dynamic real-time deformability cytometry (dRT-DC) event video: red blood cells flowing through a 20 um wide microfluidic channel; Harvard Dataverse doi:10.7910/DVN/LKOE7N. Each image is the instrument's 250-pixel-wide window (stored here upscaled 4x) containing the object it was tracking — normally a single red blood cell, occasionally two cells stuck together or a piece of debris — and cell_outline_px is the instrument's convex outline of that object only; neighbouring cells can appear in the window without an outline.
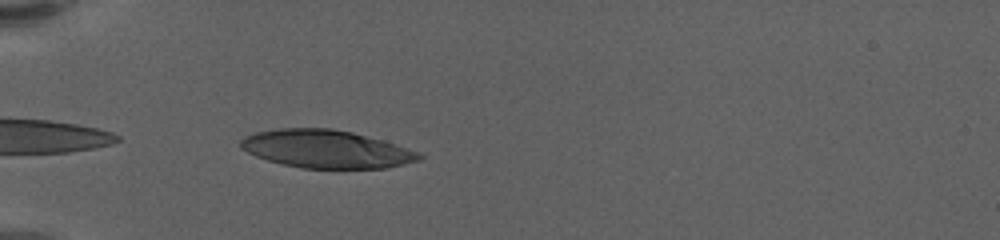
{"species": "human", "species_latin": "Homo sapiens", "temperature_condition": "warm", "stored_images_in_passage": 42, "camera_frame_rate_fps": 3000, "um_per_image_px": 0.085, "donor": {"sex": "female"}, "frame": {"image": 1, "passage_image": 2, "time_ms": 0.333, "image_size_px": [1000, 240], "cell_outline_px": [[424, 156], [420, 160], [404, 164], [384, 168], [300, 168], [268, 160], [256, 156], [240, 148], [240, 140], [244, 136], [256, 132], [280, 128], [332, 128], [352, 132], [380, 140], [416, 152]], "centroid_in_image_um": [27.66, 12.66], "position_along_channel_um": 57.3, "area_um2": 39.02}}
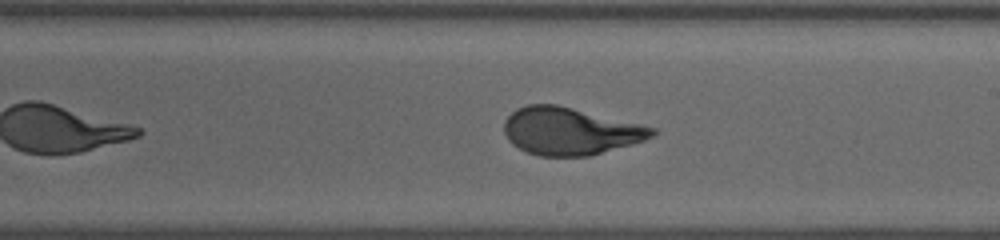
{"frame": {"image": 2, "passage_image": 19, "time_ms": 6.0, "image_size_px": [1000, 240], "cell_outline_px": [[656, 132], [652, 136], [644, 140], [632, 144], [588, 156], [540, 156], [528, 152], [512, 144], [508, 140], [504, 132], [504, 120], [516, 108], [528, 104], [556, 104], [640, 124], [656, 128]], "centroid_in_image_um": [48.42, 11.14], "position_along_channel_um": 240.6, "area_um2": 40.58}}
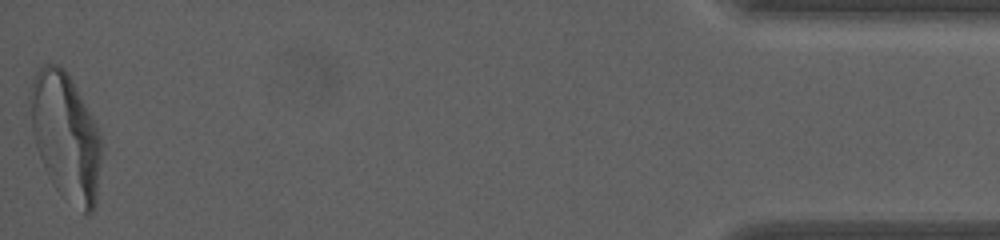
{"frame": {"image": 3, "passage_image": 42, "time_ms": 13.667, "image_size_px": [1000, 240], "cell_outline_px": [[100, 160], [96, 204], [92, 212], [84, 212], [60, 192], [56, 188], [48, 176], [44, 168], [36, 148], [32, 132], [28, 96], [32, 80], [36, 72], [44, 64], [60, 64], [68, 72], [92, 116], [100, 136]], "centroid_in_image_um": [5.55, 11.52], "position_along_channel_um": 429.7, "area_um2": 52.42}, "authors_computed_cell_mechanics": {"area_um2": 41.1536, "velocity_mm_per_s": 3.5077, "shape_relaxation_time_tau1_ms": 5.511, "shape_relaxation_time_tau2_ms": null, "deformation_change_tau1": 0.24, "deformation_change_tau2": null}}